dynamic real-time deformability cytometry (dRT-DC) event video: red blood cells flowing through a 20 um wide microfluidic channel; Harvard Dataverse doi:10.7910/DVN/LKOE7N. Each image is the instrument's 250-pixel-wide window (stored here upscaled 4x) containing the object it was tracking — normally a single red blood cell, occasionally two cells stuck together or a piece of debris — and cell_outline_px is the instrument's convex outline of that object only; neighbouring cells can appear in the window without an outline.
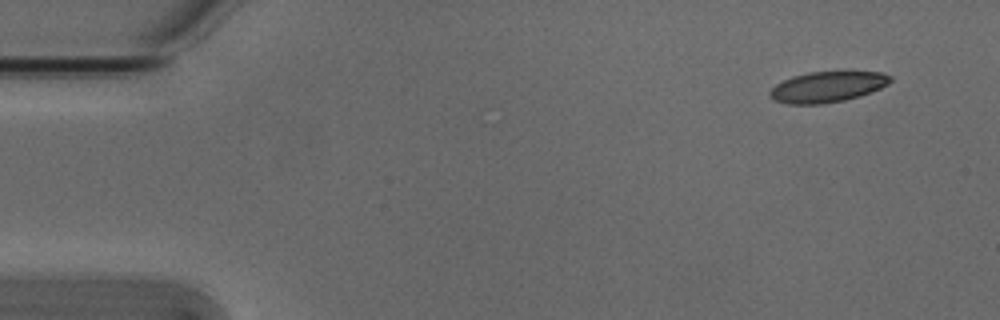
{"species": "Egyptian fruit bat (a non-hibernating species)", "species_latin": "Rousettus aegyptiacus", "temperature_condition": "cold", "stored_images_in_passage": 4, "camera_frame_rate_fps": 3000, "um_per_image_px": 0.085, "animal": {"sex": "male"}, "frame": {"image": 1, "passage_image": 1, "time_ms": 0.0, "image_size_px": [1000, 320], "cell_outline_px": [[892, 80], [888, 84], [880, 88], [860, 96], [844, 100], [820, 104], [788, 104], [776, 100], [768, 92], [776, 84], [792, 76], [808, 72], [884, 72], [892, 76]], "centroid_in_image_um": [70.35, 7.38], "position_along_channel_um": 14.6, "area_um2": 21.39}}
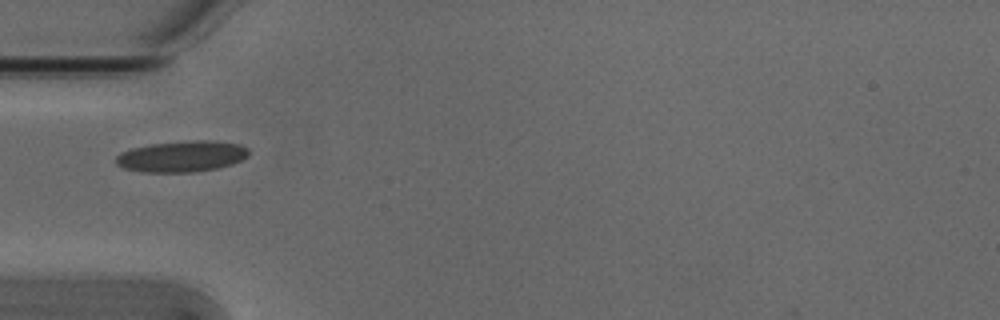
{"frame": {"image": 2, "passage_image": 4, "time_ms": 1.0, "image_size_px": [1000, 320], "cell_outline_px": [[248, 156], [232, 164], [216, 168], [192, 172], [140, 172], [124, 168], [116, 164], [116, 156], [120, 152], [132, 148], [152, 144], [192, 140], [212, 140], [240, 144], [248, 148]], "centroid_in_image_um": [15.44, 13.29], "position_along_channel_um": 69.6, "area_um2": 24.04}}